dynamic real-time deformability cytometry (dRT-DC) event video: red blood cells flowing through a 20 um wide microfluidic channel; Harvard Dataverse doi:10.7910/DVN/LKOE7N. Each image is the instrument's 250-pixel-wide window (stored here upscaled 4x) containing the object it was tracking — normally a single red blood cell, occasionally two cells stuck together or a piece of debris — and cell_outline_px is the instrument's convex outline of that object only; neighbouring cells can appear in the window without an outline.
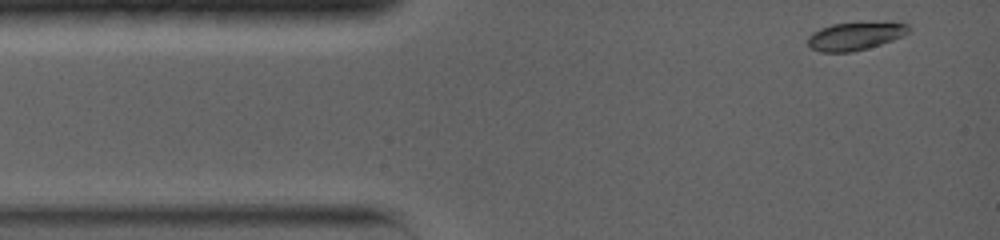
{"species": "common noctule bat (a hibernating species)", "species_latin": "Nyctalus noctula", "temperature_condition": "warm", "stored_images_in_passage": 67, "camera_frame_rate_fps": 5000, "um_per_image_px": 0.085, "animal": {"sex": "female", "body_mass_g": 19.0, "forearm_length_mm": 56.7}, "frame": {"image": 1, "passage_image": 1, "time_ms": 0.0, "image_size_px": [1000, 240], "cell_outline_px": [[908, 32], [904, 36], [868, 48], [852, 52], [820, 52], [808, 48], [808, 36], [812, 32], [820, 28], [832, 24], [892, 20], [908, 24]], "centroid_in_image_um": [72.71, 3.04], "position_along_channel_um": 12.3, "area_um2": 16.99}}
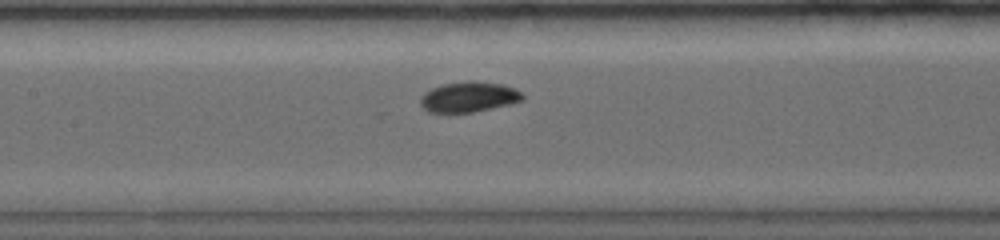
{"frame": {"image": 2, "passage_image": 29, "time_ms": 5.6, "image_size_px": [1000, 240], "cell_outline_px": [[524, 100], [508, 104], [472, 112], [428, 112], [420, 104], [420, 96], [424, 92], [432, 88], [444, 84], [468, 80], [476, 80], [500, 84], [512, 88], [520, 92], [524, 96]], "centroid_in_image_um": [39.81, 8.23], "position_along_channel_um": 167.6, "area_um2": 17.92}}
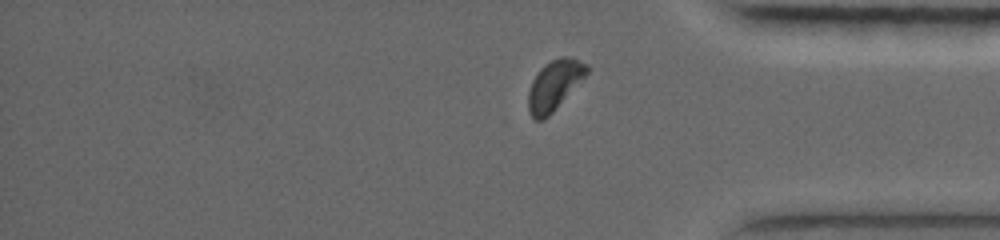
{"frame": {"image": 3, "passage_image": 59, "time_ms": 11.6, "image_size_px": [1000, 240], "cell_outline_px": [[588, 72], [552, 112], [544, 120], [536, 120], [528, 112], [528, 92], [532, 80], [540, 68], [544, 64], [560, 56], [568, 56], [588, 64]], "centroid_in_image_um": [47.09, 7.22], "position_along_channel_um": 388.1, "area_um2": 16.76}, "authors_computed_cell_mechanics": {"area_um2": 17.629, "velocity_mm_per_s": 3.8157, "shape_relaxation_time_tau1_ms": 4.546, "shape_relaxation_time_tau2_ms": null, "deformation_change_tau1": 0.1315, "deformation_change_tau2": null}}